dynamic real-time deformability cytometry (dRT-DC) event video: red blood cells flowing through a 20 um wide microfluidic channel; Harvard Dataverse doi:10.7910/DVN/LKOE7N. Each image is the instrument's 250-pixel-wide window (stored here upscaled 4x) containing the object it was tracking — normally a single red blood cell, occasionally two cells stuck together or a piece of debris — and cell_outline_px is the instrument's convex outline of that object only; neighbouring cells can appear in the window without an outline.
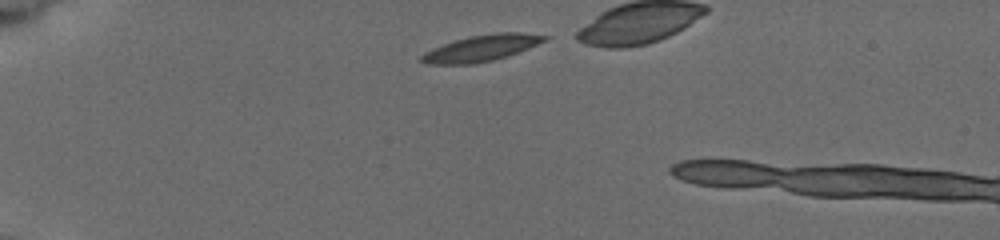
{"species": "common noctule bat (a hibernating species)", "species_latin": "Nyctalus noctula", "temperature_condition": "cold", "stored_images_in_passage": 4, "camera_frame_rate_fps": 3000, "um_per_image_px": 0.085, "animal": {"sex": "female", "body_mass_g": 19.5, "forearm_length_mm": 54.1}, "frame": {"image": 1, "passage_image": 1, "time_ms": 0.0, "image_size_px": [1000, 240], "cell_outline_px": [[552, 36], [548, 40], [508, 56], [476, 64], [428, 64], [420, 60], [420, 56], [424, 52], [432, 48], [456, 40], [472, 36], [496, 32], [520, 32]], "centroid_in_image_um": [40.96, 4.09], "position_along_channel_um": 44.0, "area_um2": 18.84}}